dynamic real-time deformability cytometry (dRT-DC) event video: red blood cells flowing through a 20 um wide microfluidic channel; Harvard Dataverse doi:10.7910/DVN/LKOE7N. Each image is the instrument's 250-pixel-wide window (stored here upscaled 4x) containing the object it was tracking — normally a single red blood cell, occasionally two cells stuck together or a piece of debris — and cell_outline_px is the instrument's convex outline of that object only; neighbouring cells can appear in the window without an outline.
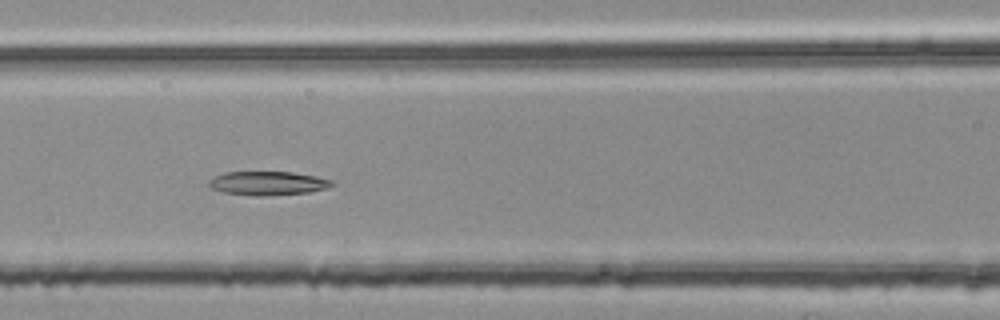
{"species": "common noctule bat (a hibernating species)", "species_latin": "Nyctalus noctula", "temperature_condition": "room temperature", "stored_images_in_passage": 53, "segment_of_instrument_passage": [2, 2], "camera_frame_rate_fps": 3000, "um_per_image_px": 0.085, "animal": {"sex": "female", "body_mass_g": 25.1}, "frame": {"image": 1, "passage_image": 24, "time_ms": 7.667, "image_size_px": [1000, 320], "cell_outline_px": [[336, 184], [328, 188], [308, 192], [264, 196], [252, 196], [224, 192], [212, 188], [208, 184], [208, 180], [224, 172], [292, 172], [316, 176], [332, 180]], "centroid_in_image_um": [22.79, 15.57], "position_along_channel_um": 143.8, "area_um2": 17.11}}
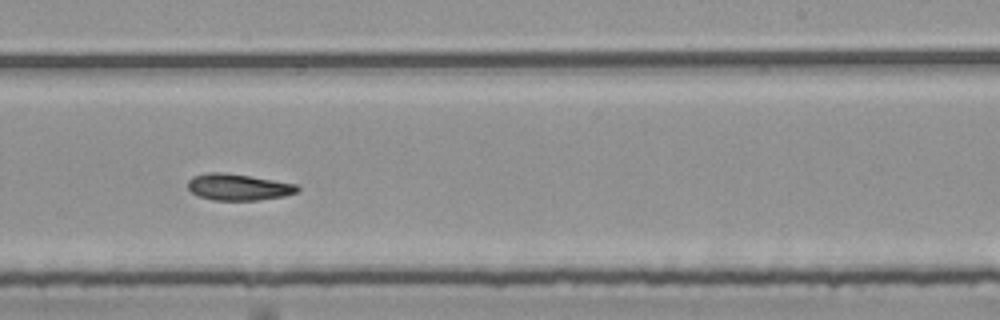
{"frame": {"image": 2, "passage_image": 34, "time_ms": 11.0, "image_size_px": [1000, 320], "cell_outline_px": [[300, 192], [284, 196], [260, 200], [212, 200], [200, 196], [192, 192], [188, 188], [188, 180], [192, 176], [208, 172], [224, 172], [296, 184], [300, 188]], "centroid_in_image_um": [20.26, 15.9], "position_along_channel_um": 268.7, "area_um2": 16.88}}
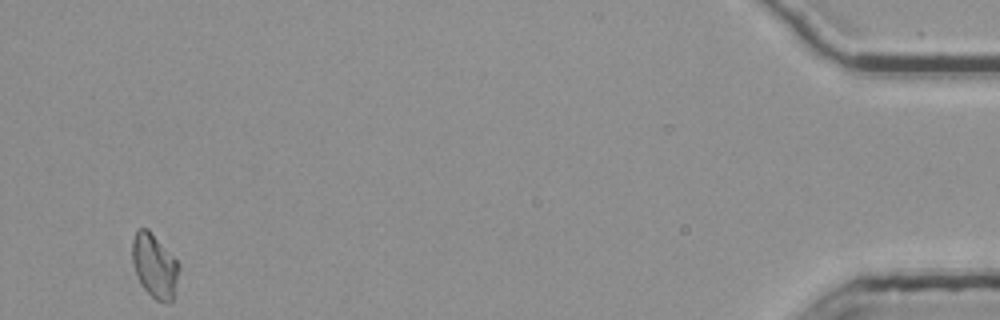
{"frame": {"image": 3, "passage_image": 53, "time_ms": 17.333, "image_size_px": [1000, 320], "cell_outline_px": [[180, 268], [172, 304], [168, 304], [156, 300], [140, 284], [132, 260], [132, 240], [136, 228], [148, 228], [180, 264]], "centroid_in_image_um": [13.15, 22.6], "position_along_channel_um": 422.1, "area_um2": 17.57}}